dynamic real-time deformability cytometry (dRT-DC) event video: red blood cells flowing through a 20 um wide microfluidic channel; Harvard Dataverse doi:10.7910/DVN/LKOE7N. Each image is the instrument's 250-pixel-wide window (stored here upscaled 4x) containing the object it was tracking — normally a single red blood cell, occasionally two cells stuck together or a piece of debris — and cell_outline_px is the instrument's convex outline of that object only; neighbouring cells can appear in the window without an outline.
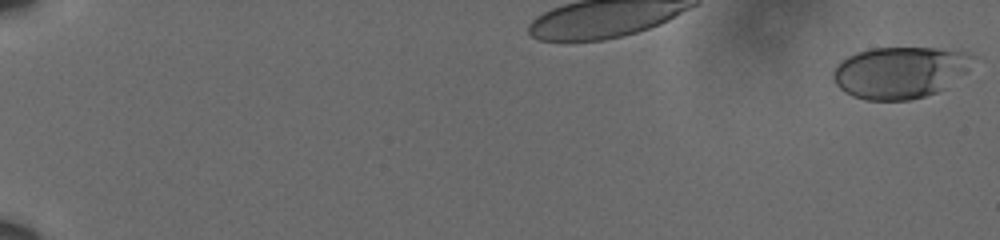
{"species": "human", "species_latin": "Homo sapiens", "temperature_condition": "cold", "stored_images_in_passage": 21, "camera_frame_rate_fps": 3000, "um_per_image_px": 0.085, "donor": {"sex": "male"}, "frame": {"image": 1, "passage_image": 1, "time_ms": 0.0, "image_size_px": [1000, 240], "cell_outline_px": [[976, 56], [968, 72], [944, 88], [936, 92], [924, 96], [908, 100], [864, 100], [852, 96], [844, 92], [836, 84], [832, 76], [832, 72], [836, 64], [848, 56], [856, 52], [872, 48], [936, 48], [968, 52]], "centroid_in_image_um": [76.5, 6.15], "position_along_channel_um": 8.5, "area_um2": 42.43}}
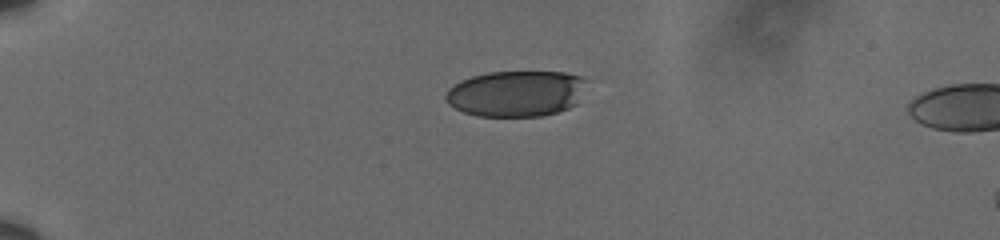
{"frame": {"image": 2, "passage_image": 17, "time_ms": 5.333, "image_size_px": [1000, 240], "cell_outline_px": [[584, 80], [576, 104], [568, 108], [556, 112], [540, 116], [476, 116], [464, 112], [448, 104], [444, 96], [448, 88], [460, 80], [472, 76], [488, 72], [564, 72], [580, 76]], "centroid_in_image_um": [43.79, 7.95], "position_along_channel_um": 41.2, "area_um2": 37.45}}